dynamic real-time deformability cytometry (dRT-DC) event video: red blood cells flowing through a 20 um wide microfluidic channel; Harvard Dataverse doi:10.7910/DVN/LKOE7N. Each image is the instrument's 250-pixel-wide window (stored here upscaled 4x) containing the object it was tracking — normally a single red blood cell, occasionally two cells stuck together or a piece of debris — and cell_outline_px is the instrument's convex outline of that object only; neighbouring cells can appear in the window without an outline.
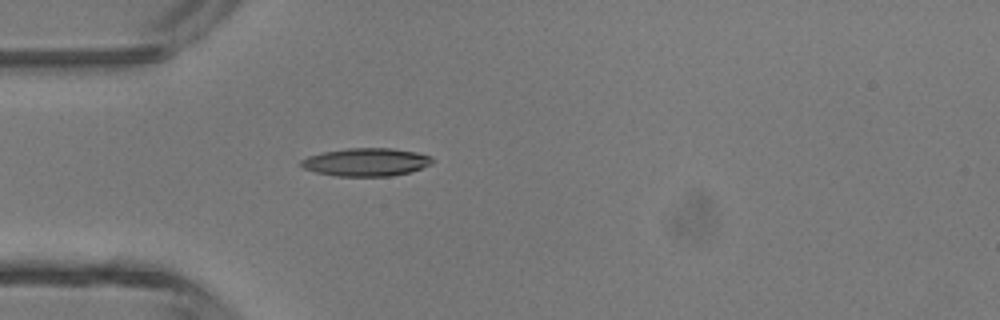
{"species": "common noctule bat (a hibernating species)", "species_latin": "Nyctalus noctula", "temperature_condition": "room temperature", "stored_images_in_passage": 1, "camera_frame_rate_fps": 3000, "um_per_image_px": 0.085, "animal": {"sex": "male", "body_mass_g": 13.3}, "frame": {"image": 1, "passage_image": 1, "time_ms": 0.0, "image_size_px": [1000, 320], "cell_outline_px": [[432, 164], [412, 172], [388, 176], [336, 176], [316, 172], [304, 168], [300, 164], [300, 160], [308, 156], [324, 152], [348, 148], [392, 148], [416, 152], [432, 156]], "centroid_in_image_um": [31.14, 13.78], "position_along_channel_um": 53.9, "area_um2": 21.44}}